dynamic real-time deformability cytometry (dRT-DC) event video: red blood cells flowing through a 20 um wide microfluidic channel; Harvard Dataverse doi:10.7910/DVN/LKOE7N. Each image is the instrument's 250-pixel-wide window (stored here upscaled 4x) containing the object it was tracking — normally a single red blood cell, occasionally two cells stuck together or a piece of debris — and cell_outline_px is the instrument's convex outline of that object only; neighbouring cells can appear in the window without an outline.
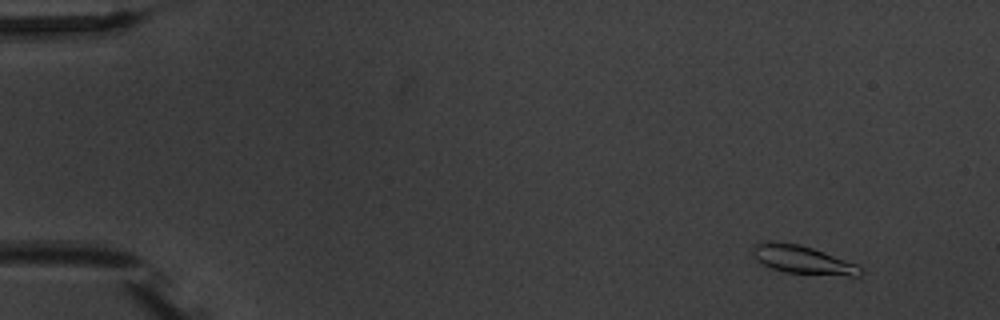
{"species": "common noctule bat (a hibernating species)", "species_latin": "Nyctalus noctula", "temperature_condition": "warm", "stored_images_in_passage": 8, "camera_frame_rate_fps": 3000, "um_per_image_px": 0.085, "animal": {"sex": "male", "body_mass_g": 20.1, "forearm_length_mm": 53.5}, "frame": {"image": 1, "passage_image": 2, "time_ms": 1.333, "image_size_px": [1000, 320], "cell_outline_px": [[864, 272], [860, 276], [848, 276], [784, 272], [772, 268], [756, 260], [752, 252], [752, 248], [756, 244], [768, 240], [800, 244], [824, 252], [856, 264], [864, 268]], "centroid_in_image_um": [68.24, 22.08], "position_along_channel_um": 16.8, "area_um2": 17.8}}
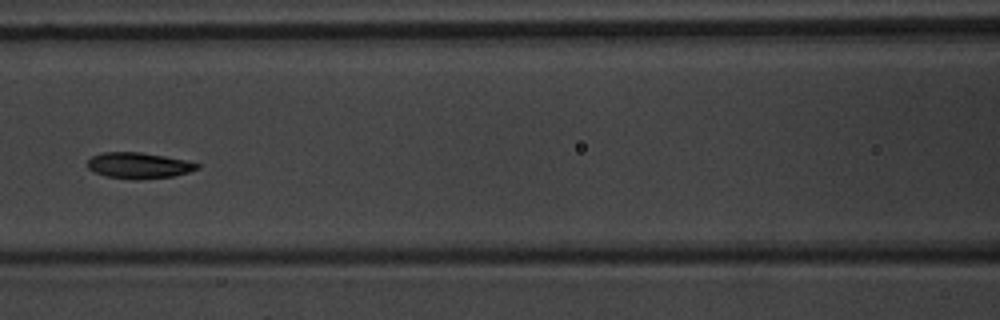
{"frame": {"image": 2, "passage_image": 8, "time_ms": 8.333, "image_size_px": [1000, 320], "cell_outline_px": [[200, 168], [188, 172], [172, 176], [140, 180], [132, 180], [104, 176], [88, 168], [88, 160], [92, 156], [104, 152], [140, 152], [164, 156], [184, 160], [200, 164]], "centroid_in_image_um": [11.79, 14.07], "position_along_channel_um": 154.8, "area_um2": 16.59}}